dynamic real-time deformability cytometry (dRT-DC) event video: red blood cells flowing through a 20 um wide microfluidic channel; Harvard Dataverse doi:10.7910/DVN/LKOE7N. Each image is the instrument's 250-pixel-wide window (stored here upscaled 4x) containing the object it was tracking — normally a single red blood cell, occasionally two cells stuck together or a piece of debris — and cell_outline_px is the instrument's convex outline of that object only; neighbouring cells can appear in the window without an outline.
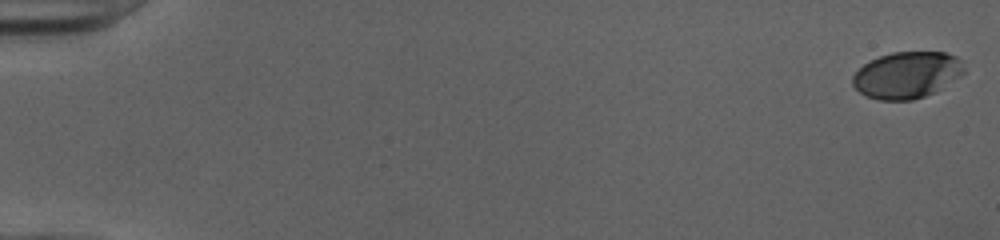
{"species": "human", "species_latin": "Homo sapiens", "temperature_condition": "cold", "stored_images_in_passage": 52, "camera_frame_rate_fps": 3000, "um_per_image_px": 0.085, "donor": {"sex": "female"}, "frame": {"image": 1, "passage_image": 1, "time_ms": 0.0, "image_size_px": [1000, 240], "cell_outline_px": [[964, 72], [960, 76], [936, 92], [912, 100], [880, 100], [868, 96], [860, 92], [852, 84], [852, 76], [868, 60], [892, 52], [944, 52], [956, 56], [960, 60], [964, 68]], "centroid_in_image_um": [77.08, 6.37], "position_along_channel_um": 7.9, "area_um2": 30.17}}
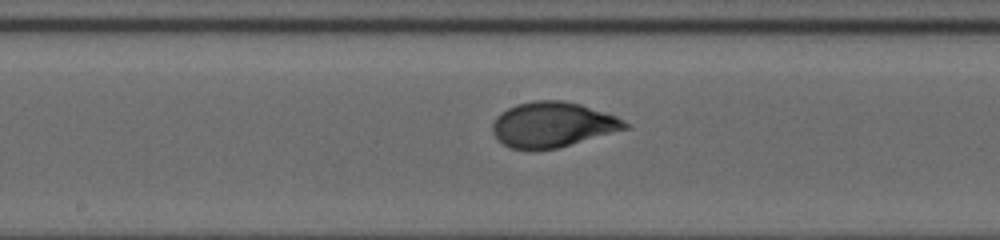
{"frame": {"image": 2, "passage_image": 29, "time_ms": 9.333, "image_size_px": [1000, 240], "cell_outline_px": [[632, 128], [560, 148], [508, 148], [492, 132], [492, 124], [496, 116], [500, 112], [516, 104], [536, 100], [564, 100], [580, 104], [616, 116], [624, 120]], "centroid_in_image_um": [47.02, 10.58], "position_along_channel_um": 201.2, "area_um2": 34.97}}
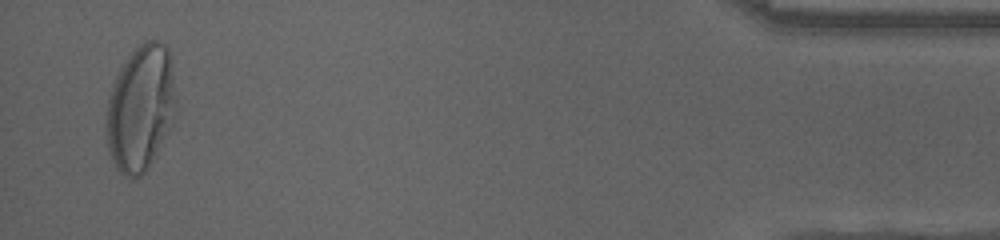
{"frame": {"image": 3, "passage_image": 51, "time_ms": 16.667, "image_size_px": [1000, 240], "cell_outline_px": [[176, 116], [172, 124], [148, 168], [140, 176], [124, 176], [116, 168], [108, 152], [104, 128], [104, 120], [108, 100], [112, 84], [120, 68], [128, 56], [140, 44], [148, 40], [156, 40], [164, 44], [168, 48], [176, 100]], "centroid_in_image_um": [11.92, 9.21], "position_along_channel_um": 423.3, "area_um2": 51.38}, "authors_computed_cell_mechanics": {"area_um2": 33.9575, "velocity_mm_per_s": 4.0152, "shape_relaxation_time_tau1_ms": 4.542, "shape_relaxation_time_tau2_ms": null, "deformation_change_tau1": 0.2236, "deformation_change_tau2": null}}